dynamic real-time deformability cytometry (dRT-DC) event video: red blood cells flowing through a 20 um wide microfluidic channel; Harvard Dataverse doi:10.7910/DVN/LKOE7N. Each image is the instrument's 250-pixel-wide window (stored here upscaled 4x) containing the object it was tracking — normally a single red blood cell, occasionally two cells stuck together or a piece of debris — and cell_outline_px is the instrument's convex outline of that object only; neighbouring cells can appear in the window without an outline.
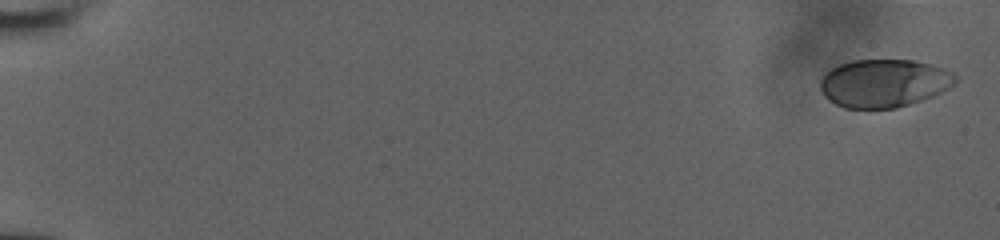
{"species": "human", "species_latin": "Homo sapiens", "temperature_condition": "room temperature", "stored_images_in_passage": 16, "camera_frame_rate_fps": 3000, "um_per_image_px": 0.085, "donor": {"sex": "male"}, "frame": {"image": 1, "passage_image": 1, "time_ms": 0.0, "image_size_px": [1000, 240], "cell_outline_px": [[956, 84], [932, 96], [896, 108], [844, 108], [828, 100], [824, 96], [820, 88], [820, 80], [824, 72], [840, 64], [852, 60], [912, 60], [932, 64], [944, 68], [952, 72], [956, 76]], "centroid_in_image_um": [75.12, 7.06], "position_along_channel_um": 9.9, "area_um2": 37.92}}
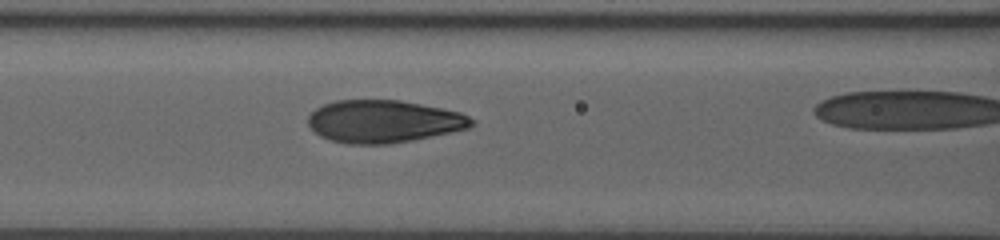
{"frame": {"image": 2, "passage_image": 15, "time_ms": 8.667, "image_size_px": [1000, 240], "cell_outline_px": [[476, 124], [468, 128], [452, 132], [412, 140], [388, 144], [348, 144], [332, 140], [320, 136], [308, 124], [308, 116], [316, 108], [324, 104], [336, 100], [400, 100], [460, 112], [476, 120]], "centroid_in_image_um": [32.63, 10.32], "position_along_channel_um": 134.0, "area_um2": 40.46}}